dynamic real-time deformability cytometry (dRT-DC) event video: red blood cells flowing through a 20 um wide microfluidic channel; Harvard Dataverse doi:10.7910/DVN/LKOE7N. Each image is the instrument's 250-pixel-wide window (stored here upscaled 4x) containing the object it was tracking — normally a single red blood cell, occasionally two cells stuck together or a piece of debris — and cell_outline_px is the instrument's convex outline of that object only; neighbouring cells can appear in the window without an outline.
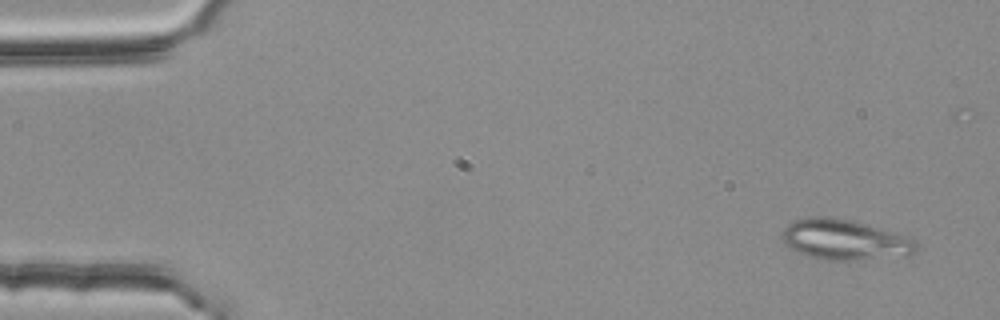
{"species": "common noctule bat (a hibernating species)", "species_latin": "Nyctalus noctula", "temperature_condition": "room temperature", "stored_images_in_passage": 5, "segment_of_instrument_passage": [2, 2], "camera_frame_rate_fps": 3000, "um_per_image_px": 0.085, "animal": {"sex": "female", "body_mass_g": 25.1}, "frame": {"image": 1, "passage_image": 5, "time_ms": 1.333, "image_size_px": [1000, 320], "cell_outline_px": [[916, 252], [912, 256], [856, 260], [824, 260], [808, 256], [796, 252], [784, 244], [780, 236], [784, 228], [792, 220], [808, 216], [828, 216], [852, 220], [900, 232], [912, 236], [916, 244]], "centroid_in_image_um": [71.83, 20.37], "position_along_channel_um": 13.2, "area_um2": 32.66}}